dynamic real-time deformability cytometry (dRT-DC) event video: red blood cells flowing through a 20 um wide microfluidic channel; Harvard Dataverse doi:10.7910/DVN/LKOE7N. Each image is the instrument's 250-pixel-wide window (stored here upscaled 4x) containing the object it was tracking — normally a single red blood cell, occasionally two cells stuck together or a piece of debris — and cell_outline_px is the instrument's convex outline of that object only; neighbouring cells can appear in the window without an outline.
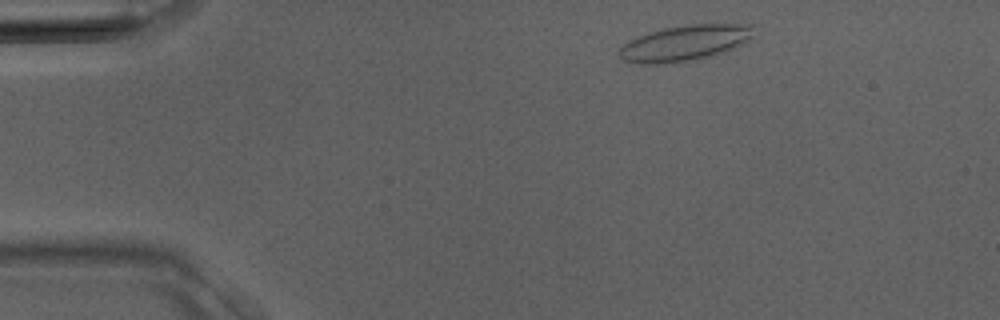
{"species": "Egyptian fruit bat (a non-hibernating species)", "species_latin": "Rousettus aegyptiacus", "temperature_condition": "room temperature", "stored_images_in_passage": 33, "camera_frame_rate_fps": 3000, "um_per_image_px": 0.085, "animal": {"sex": "male"}, "frame": {"image": 1, "passage_image": 1, "time_ms": 0.0, "image_size_px": [1000, 320], "cell_outline_px": [[756, 36], [732, 48], [712, 56], [692, 60], [656, 64], [640, 64], [624, 60], [620, 56], [620, 48], [628, 40], [648, 32], [664, 28], [684, 24], [752, 24]], "centroid_in_image_um": [58.23, 3.64], "position_along_channel_um": 26.8, "area_um2": 27.92}}
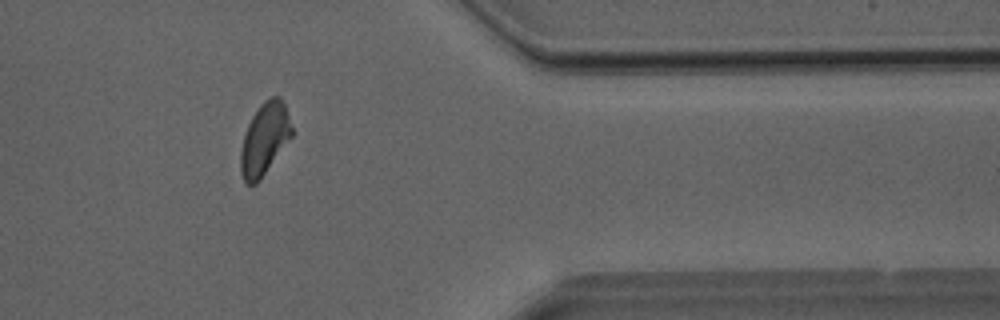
{"frame": {"image": 2, "passage_image": 26, "time_ms": 8.333, "image_size_px": [1000, 320], "cell_outline_px": [[292, 136], [260, 180], [256, 184], [244, 184], [240, 172], [240, 152], [244, 136], [248, 124], [252, 116], [260, 104], [264, 100], [272, 96], [280, 96], [284, 104], [292, 128]], "centroid_in_image_um": [22.46, 11.83], "position_along_channel_um": 388.9, "area_um2": 21.39}}
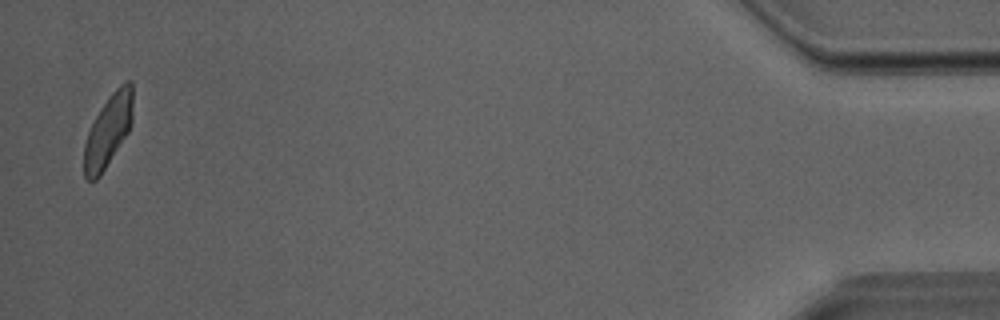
{"frame": {"image": 3, "passage_image": 32, "time_ms": 10.333, "image_size_px": [1000, 320], "cell_outline_px": [[132, 120], [128, 132], [100, 176], [96, 180], [88, 180], [84, 176], [84, 144], [88, 132], [96, 116], [108, 96], [124, 80], [132, 80]], "centroid_in_image_um": [9.2, 11.09], "position_along_channel_um": 426.0, "area_um2": 20.35}}